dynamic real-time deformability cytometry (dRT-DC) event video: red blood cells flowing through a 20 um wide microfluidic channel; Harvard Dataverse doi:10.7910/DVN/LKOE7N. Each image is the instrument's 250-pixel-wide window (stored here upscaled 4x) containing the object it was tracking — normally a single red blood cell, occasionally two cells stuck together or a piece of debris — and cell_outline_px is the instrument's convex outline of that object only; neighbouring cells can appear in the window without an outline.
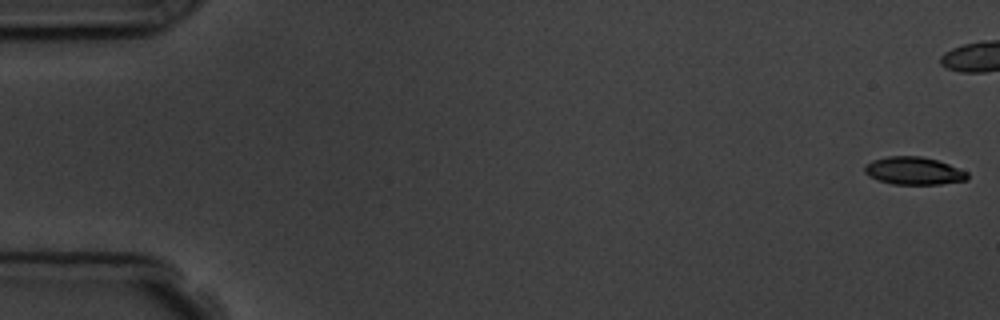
{"species": "common noctule bat (a hibernating species)", "species_latin": "Nyctalus noctula", "temperature_condition": "room temperature", "stored_images_in_passage": 8, "camera_frame_rate_fps": 3000, "um_per_image_px": 0.085, "animal": {"sex": "male", "body_mass_g": 19.5, "forearm_length_mm": 54.6}, "frame": {"image": 1, "passage_image": 1, "time_ms": 0.0, "image_size_px": [1000, 320], "cell_outline_px": [[968, 180], [940, 184], [892, 184], [868, 176], [864, 172], [864, 164], [872, 160], [888, 156], [920, 156], [936, 160], [948, 164], [968, 172]], "centroid_in_image_um": [77.65, 14.52], "position_along_channel_um": 7.4, "area_um2": 16.59}}